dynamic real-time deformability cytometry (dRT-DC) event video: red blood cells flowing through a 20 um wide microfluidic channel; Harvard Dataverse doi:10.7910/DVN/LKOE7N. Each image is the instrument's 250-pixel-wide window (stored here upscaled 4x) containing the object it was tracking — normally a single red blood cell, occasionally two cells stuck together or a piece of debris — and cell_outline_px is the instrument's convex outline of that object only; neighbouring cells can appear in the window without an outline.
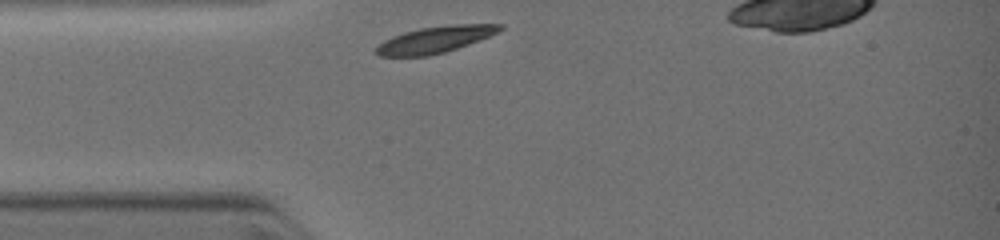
{"species": "common noctule bat (a hibernating species)", "species_latin": "Nyctalus noctula", "temperature_condition": "warm", "stored_images_in_passage": 4, "camera_frame_rate_fps": 3000, "um_per_image_px": 0.085, "animal": {"sex": "female", "body_mass_g": 19.0, "forearm_length_mm": 51.5}, "frame": {"image": 1, "passage_image": 1, "time_ms": 0.0, "image_size_px": [1000, 240], "cell_outline_px": [[504, 28], [500, 32], [468, 44], [444, 52], [428, 56], [380, 56], [376, 52], [376, 48], [384, 40], [392, 36], [404, 32], [420, 28], [452, 24], [504, 24]], "centroid_in_image_um": [37.02, 3.35], "position_along_channel_um": 48.0, "area_um2": 19.02}}